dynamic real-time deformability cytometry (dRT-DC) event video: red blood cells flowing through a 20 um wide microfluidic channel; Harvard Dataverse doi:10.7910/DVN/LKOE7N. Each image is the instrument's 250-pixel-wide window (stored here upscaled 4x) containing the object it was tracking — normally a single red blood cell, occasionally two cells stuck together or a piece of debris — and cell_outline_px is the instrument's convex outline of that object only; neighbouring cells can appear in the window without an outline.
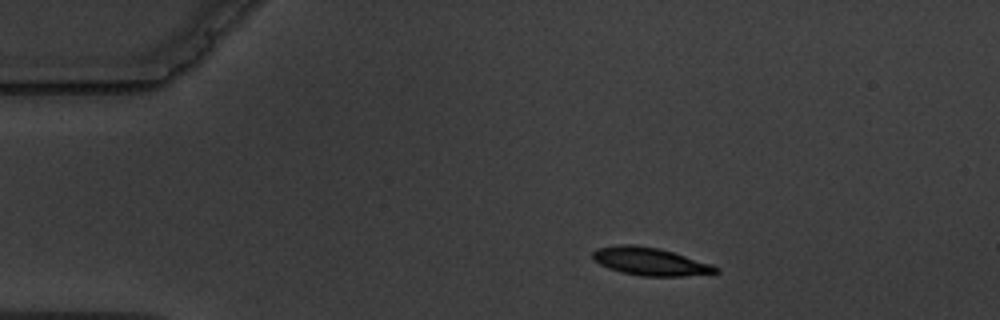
{"species": "common noctule bat (a hibernating species)", "species_latin": "Nyctalus noctula", "temperature_condition": "warm", "stored_images_in_passage": 3, "camera_frame_rate_fps": 3000, "um_per_image_px": 0.085, "animal": {"sex": "male", "body_mass_g": 19.5, "forearm_length_mm": 54.6}, "frame": {"image": 1, "passage_image": 1, "time_ms": 0.0, "image_size_px": [1000, 320], "cell_outline_px": [[720, 272], [680, 276], [640, 276], [620, 272], [608, 268], [592, 260], [592, 252], [596, 248], [616, 244], [632, 244], [656, 248], [672, 252], [712, 264], [720, 268]], "centroid_in_image_um": [55.21, 22.22], "position_along_channel_um": 29.8, "area_um2": 20.0}}